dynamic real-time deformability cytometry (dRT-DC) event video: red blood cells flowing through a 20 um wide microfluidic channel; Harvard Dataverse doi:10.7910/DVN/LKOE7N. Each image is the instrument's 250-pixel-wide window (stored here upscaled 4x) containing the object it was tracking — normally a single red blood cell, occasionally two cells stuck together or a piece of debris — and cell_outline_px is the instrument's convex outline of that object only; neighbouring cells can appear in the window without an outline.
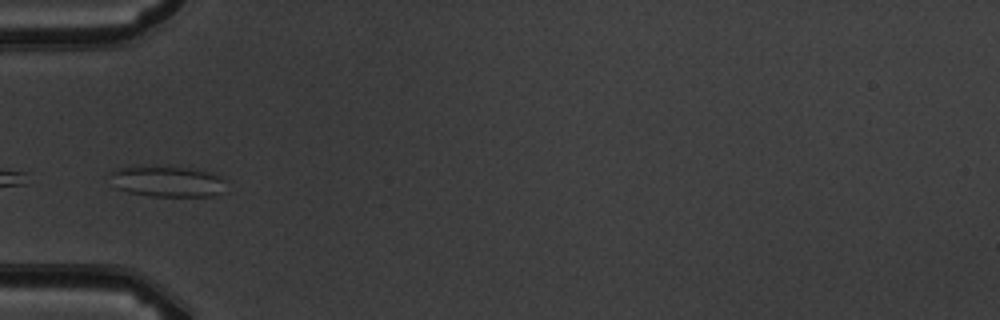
{"species": "common noctule bat (a hibernating species)", "species_latin": "Nyctalus noctula", "temperature_condition": "warm", "stored_images_in_passage": 4, "camera_frame_rate_fps": 3000, "um_per_image_px": 0.085, "animal": {"sex": "male", "body_mass_g": 19.5, "forearm_length_mm": 54.6}, "frame": {"image": 1, "passage_image": 1, "time_ms": 0.0, "image_size_px": [1000, 320], "cell_outline_px": [[228, 180], [220, 192], [212, 196], [148, 196], [128, 192], [116, 188], [108, 172], [116, 168], [168, 164], [212, 172]], "centroid_in_image_um": [14.21, 15.38], "position_along_channel_um": 70.8, "area_um2": 21.56}}
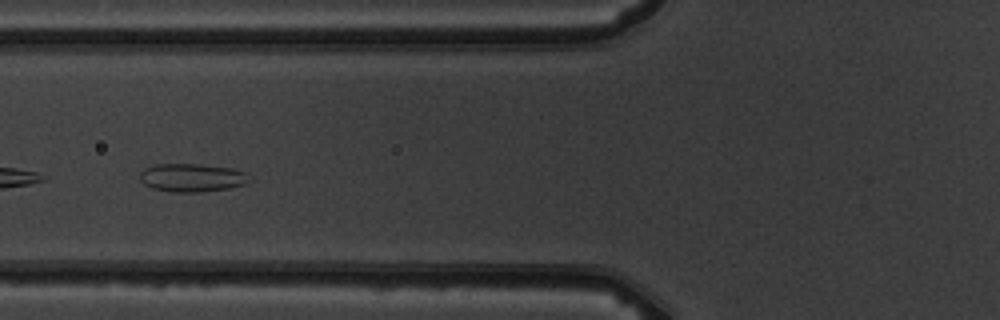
{"frame": {"image": 2, "passage_image": 2, "time_ms": 1.0, "image_size_px": [1000, 320], "cell_outline_px": [[252, 180], [244, 184], [228, 188], [200, 192], [172, 192], [152, 188], [144, 184], [140, 180], [140, 172], [144, 168], [156, 164], [200, 164], [232, 168], [248, 172]], "centroid_in_image_um": [16.34, 15.09], "position_along_channel_um": 109.5, "area_um2": 18.21}}
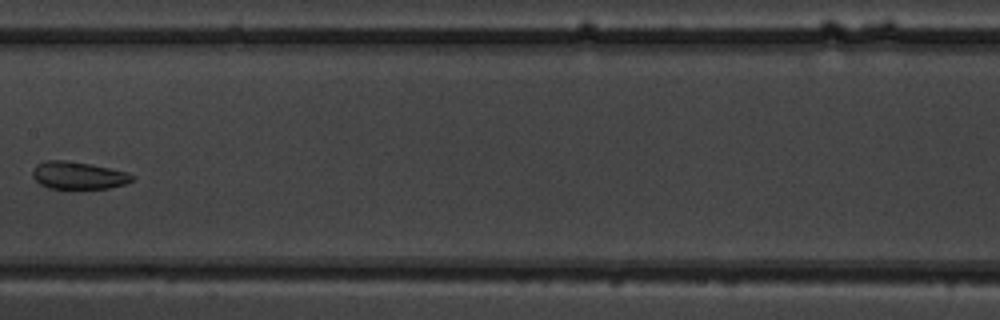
{"frame": {"image": 3, "passage_image": 4, "time_ms": 3.333, "image_size_px": [1000, 320], "cell_outline_px": [[136, 176], [132, 180], [124, 184], [108, 188], [48, 188], [40, 184], [32, 176], [32, 172], [36, 164], [44, 160], [64, 160], [92, 164], [128, 172]], "centroid_in_image_um": [6.65, 14.89], "position_along_channel_um": 200.8, "area_um2": 15.95}}